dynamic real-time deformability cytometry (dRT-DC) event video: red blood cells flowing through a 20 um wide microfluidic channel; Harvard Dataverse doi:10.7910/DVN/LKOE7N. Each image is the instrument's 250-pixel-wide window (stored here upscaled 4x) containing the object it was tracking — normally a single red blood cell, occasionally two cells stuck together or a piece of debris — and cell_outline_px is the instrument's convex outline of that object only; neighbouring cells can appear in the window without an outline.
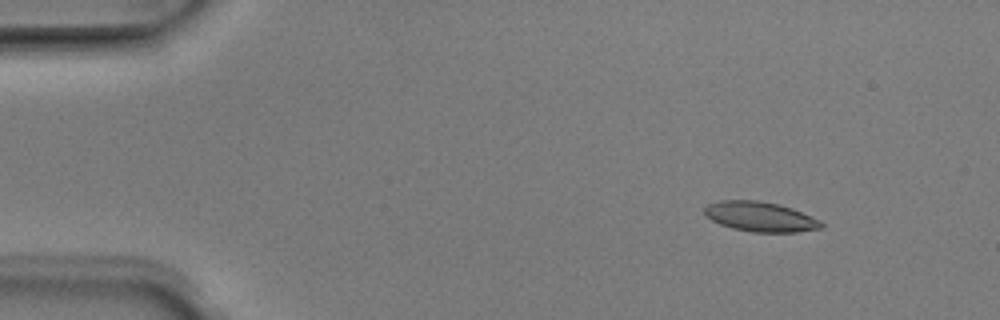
{"species": "Egyptian fruit bat (a non-hibernating species)", "species_latin": "Rousettus aegyptiacus", "temperature_condition": "room temperature", "stored_images_in_passage": 6, "camera_frame_rate_fps": 3000, "um_per_image_px": 0.085, "animal": {"sex": "male"}, "frame": {"image": 1, "passage_image": 2, "time_ms": 0.333, "image_size_px": [1000, 320], "cell_outline_px": [[824, 224], [820, 228], [796, 232], [752, 232], [732, 228], [720, 224], [704, 216], [704, 208], [708, 204], [720, 200], [760, 200], [792, 208], [820, 220]], "centroid_in_image_um": [64.59, 18.41], "position_along_channel_um": 20.4, "area_um2": 20.29}}
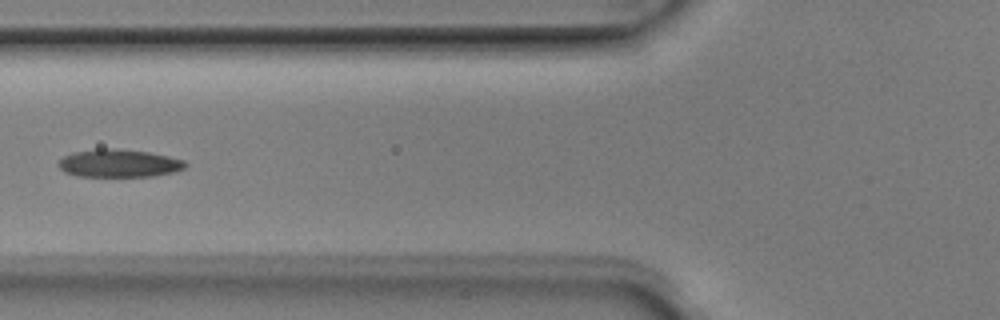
{"frame": {"image": 2, "passage_image": 6, "time_ms": 1.667, "image_size_px": [1000, 320], "cell_outline_px": [[188, 164], [184, 168], [172, 172], [152, 176], [76, 176], [64, 172], [60, 168], [60, 160], [64, 156], [72, 152], [100, 148], [112, 148], [148, 152], [168, 156], [184, 160]], "centroid_in_image_um": [10.1, 13.87], "position_along_channel_um": 115.7, "area_um2": 20.46}}